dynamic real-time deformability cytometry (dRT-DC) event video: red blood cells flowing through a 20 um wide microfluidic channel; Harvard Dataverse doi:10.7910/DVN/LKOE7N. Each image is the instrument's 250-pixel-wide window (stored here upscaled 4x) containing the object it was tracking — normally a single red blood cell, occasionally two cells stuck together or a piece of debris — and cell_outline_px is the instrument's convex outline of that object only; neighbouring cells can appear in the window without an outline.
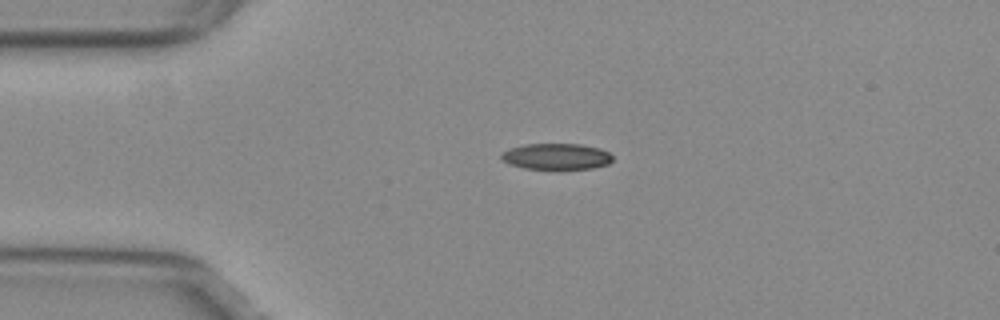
{"species": "common noctule bat (a hibernating species)", "species_latin": "Nyctalus noctula", "temperature_condition": "warm", "stored_images_in_passage": 40, "camera_frame_rate_fps": 3000, "um_per_image_px": 0.085, "animal": {"sex": "female", "body_mass_g": 29.2, "forearm_length_mm": 56.3}, "frame": {"image": 1, "passage_image": 1, "time_ms": 0.0, "image_size_px": [1000, 320], "cell_outline_px": [[612, 160], [608, 164], [592, 168], [524, 168], [508, 164], [500, 156], [504, 152], [512, 148], [528, 144], [580, 144], [600, 148], [608, 152], [612, 156]], "centroid_in_image_um": [47.32, 13.29], "position_along_channel_um": 37.7, "area_um2": 16.53}}
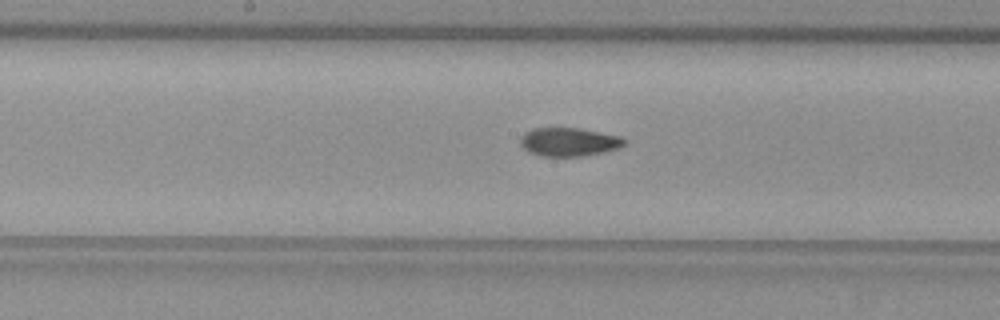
{"frame": {"image": 2, "passage_image": 16, "time_ms": 5.0, "image_size_px": [1000, 320], "cell_outline_px": [[628, 144], [620, 148], [604, 152], [584, 156], [540, 156], [528, 152], [520, 144], [520, 136], [524, 132], [532, 128], [580, 128], [620, 136], [628, 140]], "centroid_in_image_um": [48.38, 12.06], "position_along_channel_um": 199.8, "area_um2": 17.63}}
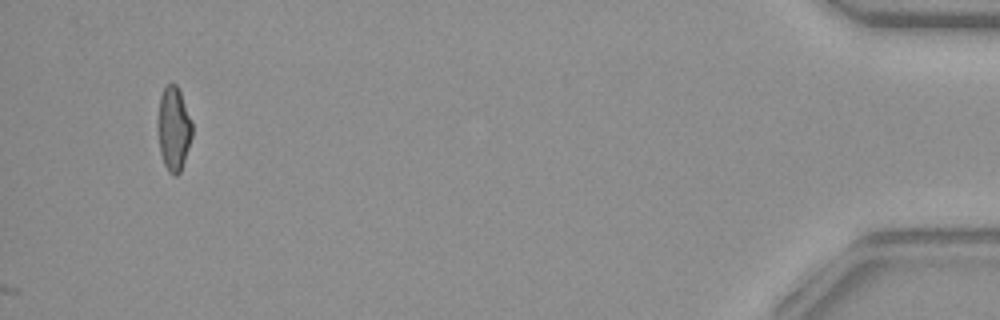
{"frame": {"image": 3, "passage_image": 40, "time_ms": 13.0, "image_size_px": [1000, 320], "cell_outline_px": [[192, 136], [180, 172], [176, 176], [172, 176], [168, 172], [164, 164], [160, 152], [160, 96], [164, 88], [168, 84], [176, 84], [180, 92], [192, 124]], "centroid_in_image_um": [14.79, 10.99], "position_along_channel_um": 420.4, "area_um2": 16.01}, "authors_computed_cell_mechanics": {"area_um2": 17.1955, "velocity_mm_per_s": 3.8371, "shape_relaxation_time_tau1_ms": null, "shape_relaxation_time_tau2_ms": 2.7126, "deformation_change_tau1": null, "deformation_change_tau2": 0.0946}}